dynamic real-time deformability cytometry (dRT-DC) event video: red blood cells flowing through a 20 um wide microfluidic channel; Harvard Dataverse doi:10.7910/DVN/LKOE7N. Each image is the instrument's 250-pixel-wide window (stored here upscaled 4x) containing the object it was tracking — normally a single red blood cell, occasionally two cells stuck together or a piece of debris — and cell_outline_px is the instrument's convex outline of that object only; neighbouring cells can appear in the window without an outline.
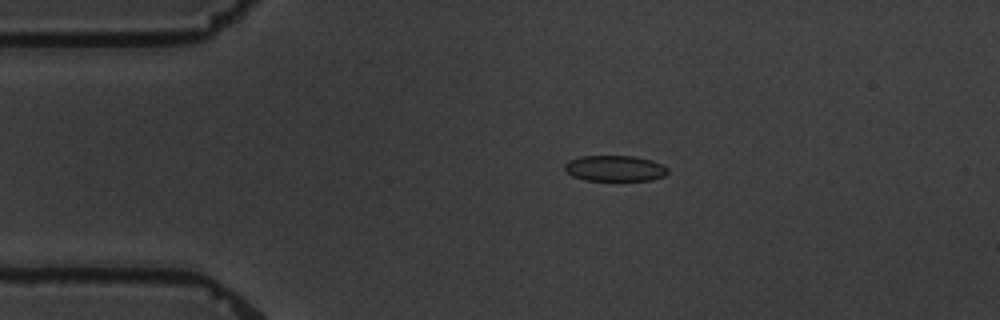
{"species": "common noctule bat (a hibernating species)", "species_latin": "Nyctalus noctula", "temperature_condition": "warm", "stored_images_in_passage": 10, "camera_frame_rate_fps": 3000, "um_per_image_px": 0.085, "animal": {"sex": "male", "body_mass_g": 19.5, "forearm_length_mm": 54.6}, "frame": {"image": 1, "passage_image": 2, "time_ms": 2.333, "image_size_px": [1000, 320], "cell_outline_px": [[668, 172], [664, 176], [652, 180], [584, 180], [572, 176], [564, 168], [564, 164], [568, 160], [580, 156], [636, 156], [652, 160], [664, 164], [668, 168]], "centroid_in_image_um": [52.28, 14.3], "position_along_channel_um": 32.7, "area_um2": 15.66}}
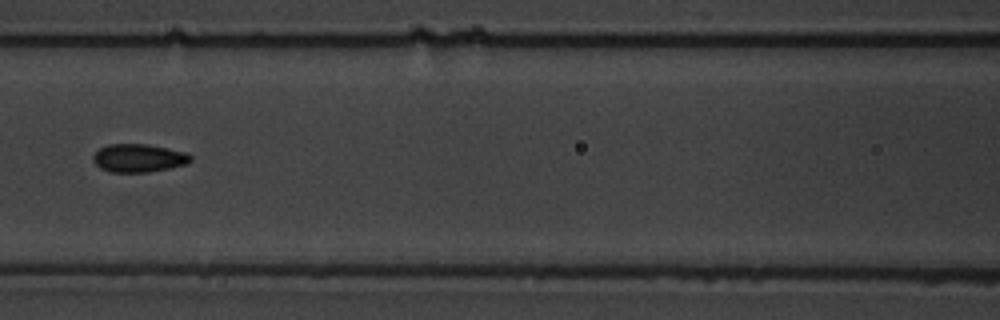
{"frame": {"image": 2, "passage_image": 6, "time_ms": 7.0, "image_size_px": [1000, 320], "cell_outline_px": [[192, 160], [188, 164], [148, 172], [112, 172], [100, 168], [92, 160], [92, 156], [100, 148], [108, 144], [148, 144], [168, 148], [184, 152], [192, 156]], "centroid_in_image_um": [11.78, 13.43], "position_along_channel_um": 154.8, "area_um2": 16.01}}
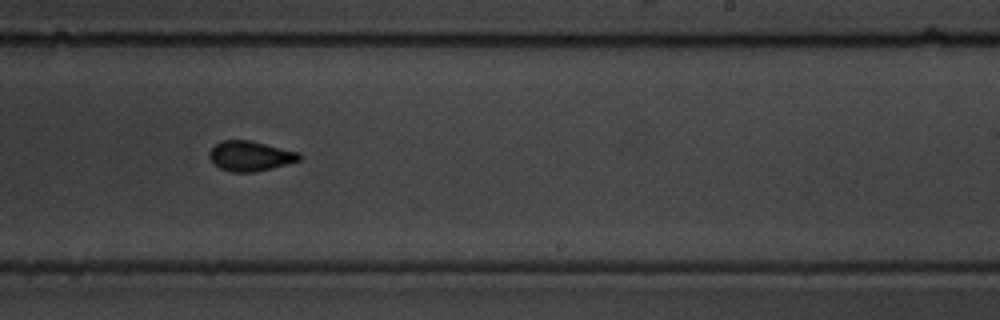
{"frame": {"image": 3, "passage_image": 9, "time_ms": 10.333, "image_size_px": [1000, 320], "cell_outline_px": [[304, 156], [300, 160], [252, 172], [232, 172], [220, 168], [208, 156], [208, 152], [220, 140], [248, 140], [300, 152]], "centroid_in_image_um": [21.27, 13.24], "position_along_channel_um": 267.7, "area_um2": 15.49}}